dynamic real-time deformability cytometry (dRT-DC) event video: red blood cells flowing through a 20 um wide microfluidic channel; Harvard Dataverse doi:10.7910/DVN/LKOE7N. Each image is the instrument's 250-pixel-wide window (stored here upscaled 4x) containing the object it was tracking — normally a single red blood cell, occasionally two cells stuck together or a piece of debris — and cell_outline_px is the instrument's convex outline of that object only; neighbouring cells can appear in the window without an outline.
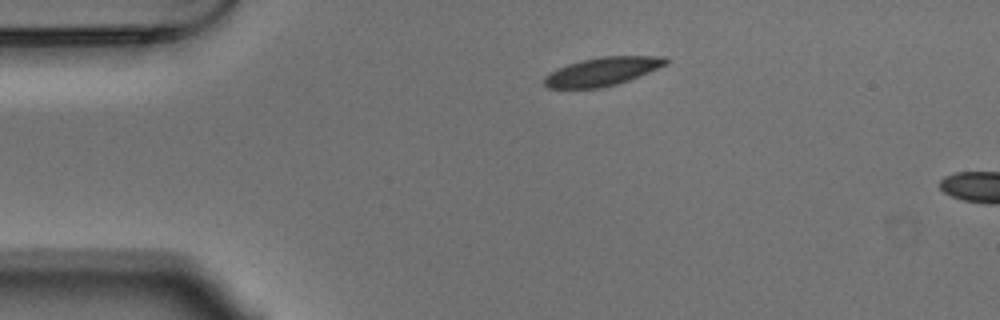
{"species": "Egyptian fruit bat (a non-hibernating species)", "species_latin": "Rousettus aegyptiacus", "temperature_condition": "warm", "stored_images_in_passage": 4, "camera_frame_rate_fps": 3000, "um_per_image_px": 0.085, "animal": {"sex": "male"}, "frame": {"image": 1, "passage_image": 1, "time_ms": 0.0, "image_size_px": [1000, 320], "cell_outline_px": [[668, 64], [628, 80], [616, 84], [600, 88], [548, 88], [544, 84], [544, 76], [548, 72], [568, 64], [580, 60], [600, 56], [668, 56]], "centroid_in_image_um": [51.19, 6.06], "position_along_channel_um": 33.8, "area_um2": 20.17}}